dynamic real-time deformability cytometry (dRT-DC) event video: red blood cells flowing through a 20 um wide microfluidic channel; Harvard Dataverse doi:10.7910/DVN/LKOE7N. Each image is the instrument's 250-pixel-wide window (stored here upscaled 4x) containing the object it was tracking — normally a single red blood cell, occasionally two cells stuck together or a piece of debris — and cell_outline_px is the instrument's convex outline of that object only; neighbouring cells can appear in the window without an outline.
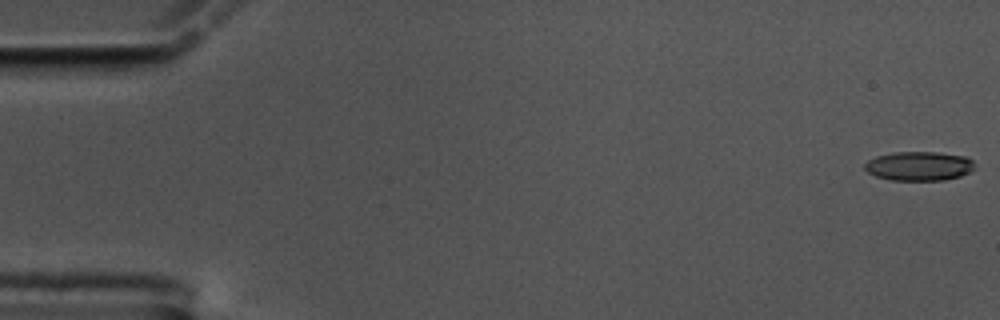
{"species": "common noctule bat (a hibernating species)", "species_latin": "Nyctalus noctula", "temperature_condition": "cold", "stored_images_in_passage": 58, "camera_frame_rate_fps": 3000, "um_per_image_px": 0.085, "animal": {"sex": "male", "body_mass_g": 17.5, "forearm_length_mm": 52.3}, "frame": {"image": 1, "passage_image": 1, "time_ms": 0.0, "image_size_px": [1000, 320], "cell_outline_px": [[972, 172], [960, 176], [944, 180], [892, 180], [876, 176], [868, 172], [864, 168], [864, 164], [868, 160], [876, 156], [892, 152], [936, 152], [968, 156], [972, 160]], "centroid_in_image_um": [78.11, 14.11], "position_along_channel_um": 6.9, "area_um2": 18.73}}
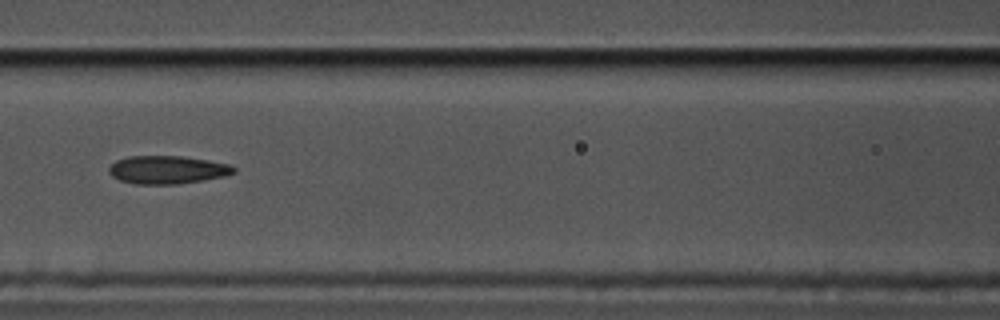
{"frame": {"image": 2, "passage_image": 26, "time_ms": 8.333, "image_size_px": [1000, 320], "cell_outline_px": [[236, 172], [224, 176], [176, 184], [136, 184], [120, 180], [112, 176], [108, 172], [108, 168], [116, 160], [128, 156], [180, 156], [208, 160], [228, 164], [236, 168]], "centroid_in_image_um": [14.19, 14.42], "position_along_channel_um": 152.4, "area_um2": 20.29}}
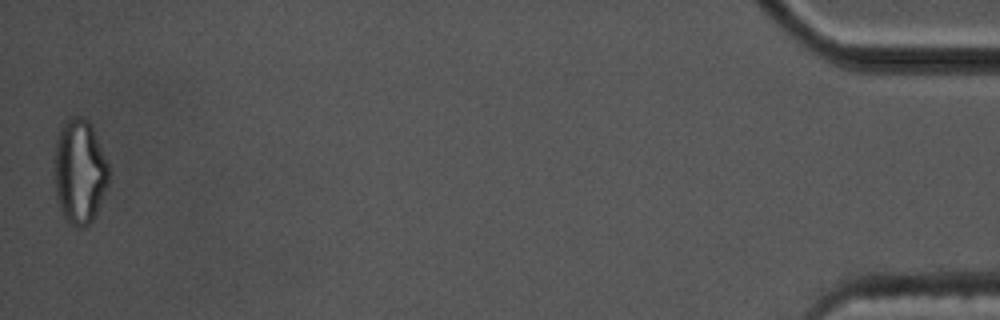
{"frame": {"image": 3, "passage_image": 58, "time_ms": 19.0, "image_size_px": [1000, 320], "cell_outline_px": [[108, 184], [96, 212], [92, 220], [88, 224], [80, 228], [64, 220], [56, 196], [56, 140], [60, 128], [72, 116], [80, 116], [88, 120], [92, 128], [108, 164]], "centroid_in_image_um": [6.77, 14.6], "position_along_channel_um": 428.4, "area_um2": 32.37}, "authors_computed_cell_mechanics": {"area_um2": 20.3167, "velocity_mm_per_s": 3.4703, "shape_relaxation_time_tau1_ms": null, "shape_relaxation_time_tau2_ms": 3.7571, "deformation_change_tau1": null, "deformation_change_tau2": 0.1289}}